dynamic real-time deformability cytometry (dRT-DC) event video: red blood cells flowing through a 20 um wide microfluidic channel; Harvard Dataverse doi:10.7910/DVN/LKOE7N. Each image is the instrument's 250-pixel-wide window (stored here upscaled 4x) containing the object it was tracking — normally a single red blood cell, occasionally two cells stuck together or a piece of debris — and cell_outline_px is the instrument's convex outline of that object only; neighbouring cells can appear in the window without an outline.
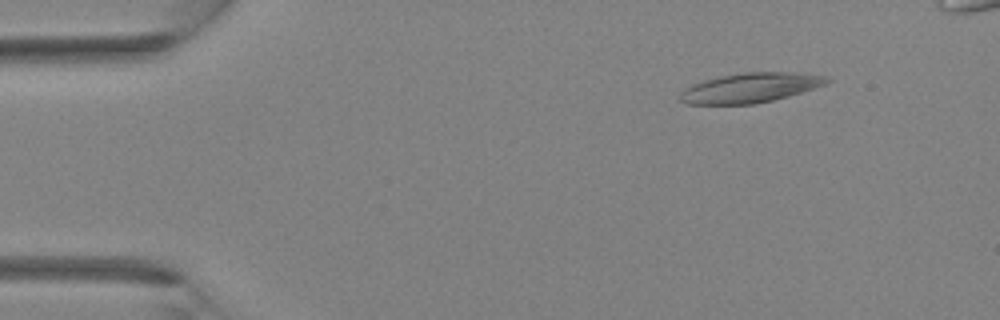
{"species": "Egyptian fruit bat (a non-hibernating species)", "species_latin": "Rousettus aegyptiacus", "temperature_condition": "room temperature", "stored_images_in_passage": 37, "camera_frame_rate_fps": 3000, "um_per_image_px": 0.085, "animal": {"sex": "female"}, "frame": {"image": 1, "passage_image": 5, "time_ms": 1.333, "image_size_px": [1000, 320], "cell_outline_px": [[832, 80], [828, 84], [788, 96], [772, 100], [752, 104], [684, 104], [680, 100], [680, 92], [684, 88], [692, 84], [704, 80], [720, 76], [744, 72], [796, 72], [832, 76]], "centroid_in_image_um": [63.82, 7.45], "position_along_channel_um": 21.2, "area_um2": 25.66}}
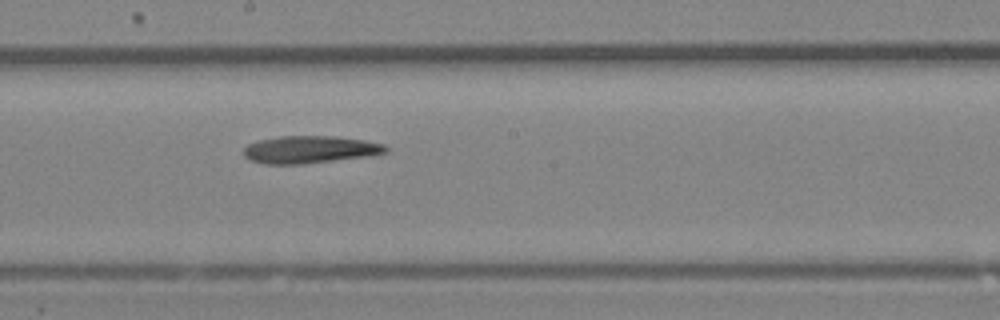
{"frame": {"image": 2, "passage_image": 21, "time_ms": 6.667, "image_size_px": [1000, 320], "cell_outline_px": [[388, 152], [372, 156], [304, 164], [264, 164], [252, 160], [244, 156], [244, 148], [248, 144], [260, 140], [280, 136], [332, 136], [364, 140], [384, 144], [388, 148]], "centroid_in_image_um": [26.38, 12.72], "position_along_channel_um": 221.8, "area_um2": 22.77}}
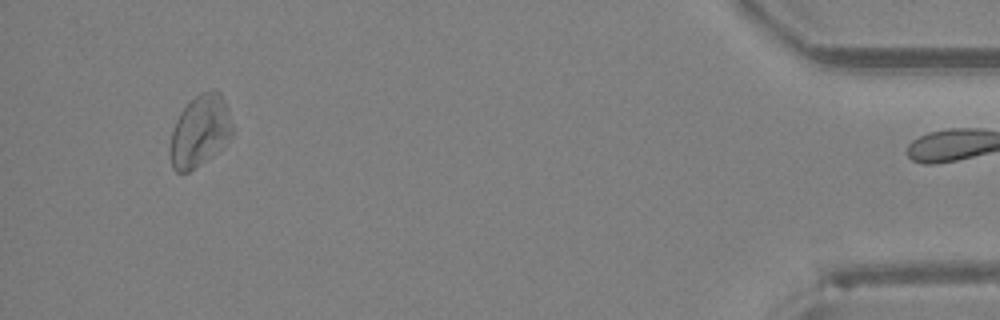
{"frame": {"image": 3, "passage_image": 36, "time_ms": 11.667, "image_size_px": [1000, 320], "cell_outline_px": [[232, 136], [228, 140], [200, 164], [188, 172], [176, 172], [172, 168], [168, 152], [172, 132], [176, 120], [180, 112], [200, 92], [212, 88], [216, 88], [220, 92], [224, 100], [232, 124]], "centroid_in_image_um": [16.96, 11.12], "position_along_channel_um": 418.2, "area_um2": 25.72}}